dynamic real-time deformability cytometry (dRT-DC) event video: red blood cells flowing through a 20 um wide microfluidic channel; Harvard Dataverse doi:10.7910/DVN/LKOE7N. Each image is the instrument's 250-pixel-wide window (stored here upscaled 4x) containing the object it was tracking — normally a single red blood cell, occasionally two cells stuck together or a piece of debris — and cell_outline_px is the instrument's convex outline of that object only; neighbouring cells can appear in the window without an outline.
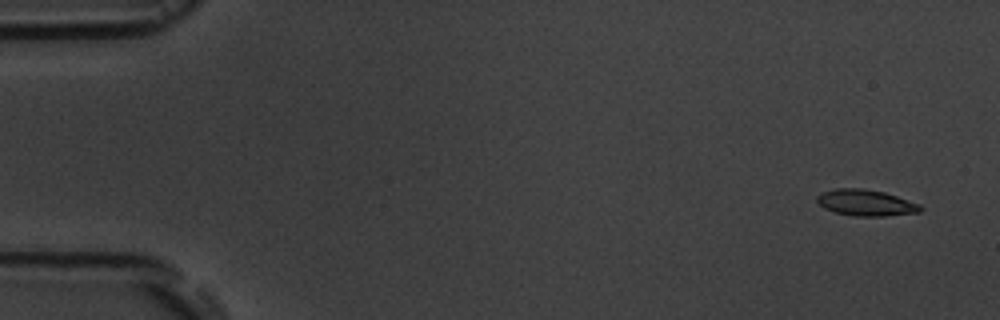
{"species": "common noctule bat (a hibernating species)", "species_latin": "Nyctalus noctula", "temperature_condition": "room temperature", "stored_images_in_passage": 5, "segment_of_instrument_passage": [2, 2], "camera_frame_rate_fps": 3000, "um_per_image_px": 0.085, "animal": {"sex": "male", "body_mass_g": 19.5, "forearm_length_mm": 54.6}, "frame": {"image": 1, "passage_image": 5, "time_ms": 5.667, "image_size_px": [1000, 320], "cell_outline_px": [[924, 208], [920, 212], [884, 216], [852, 216], [836, 212], [824, 208], [816, 200], [816, 196], [820, 192], [836, 188], [864, 188], [884, 192], [920, 204]], "centroid_in_image_um": [73.58, 17.23], "position_along_channel_um": 11.4, "area_um2": 15.9}}